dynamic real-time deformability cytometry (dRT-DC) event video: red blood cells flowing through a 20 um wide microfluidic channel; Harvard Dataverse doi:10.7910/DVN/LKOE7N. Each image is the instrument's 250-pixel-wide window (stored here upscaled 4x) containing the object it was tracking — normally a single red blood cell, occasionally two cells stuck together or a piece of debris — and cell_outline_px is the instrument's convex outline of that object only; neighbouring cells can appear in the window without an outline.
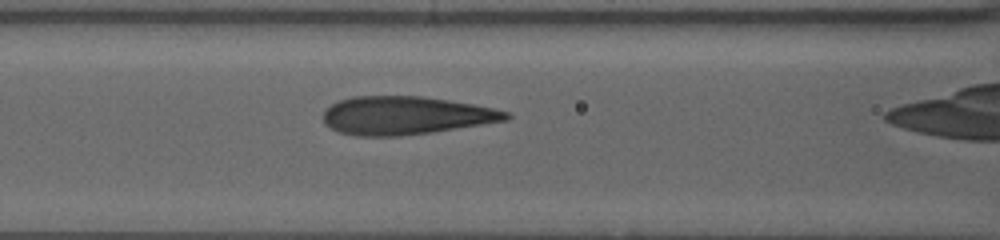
{"species": "human", "species_latin": "Homo sapiens", "temperature_condition": "warm", "stored_images_in_passage": 22, "camera_frame_rate_fps": 3000, "um_per_image_px": 0.085, "donor": {"sex": "female"}, "frame": {"image": 1, "passage_image": 6, "time_ms": 3.0, "image_size_px": [1000, 240], "cell_outline_px": [[512, 116], [508, 120], [432, 132], [400, 136], [356, 136], [340, 132], [324, 124], [324, 108], [340, 100], [352, 96], [420, 96], [448, 100], [472, 104], [492, 108], [508, 112]], "centroid_in_image_um": [34.45, 9.82], "position_along_channel_um": 132.1, "area_um2": 40.58}}
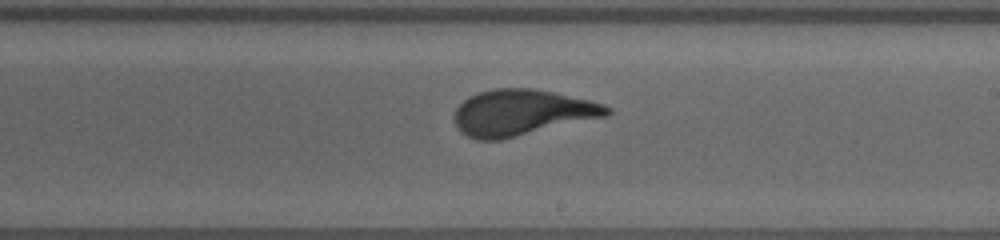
{"frame": {"image": 2, "passage_image": 13, "time_ms": 7.0, "image_size_px": [1000, 240], "cell_outline_px": [[612, 112], [608, 116], [500, 140], [476, 140], [460, 132], [452, 116], [456, 108], [464, 100], [480, 92], [496, 88], [532, 88], [552, 92], [588, 100], [612, 108]], "centroid_in_image_um": [44.34, 9.58], "position_along_channel_um": 244.7, "area_um2": 40.69}}
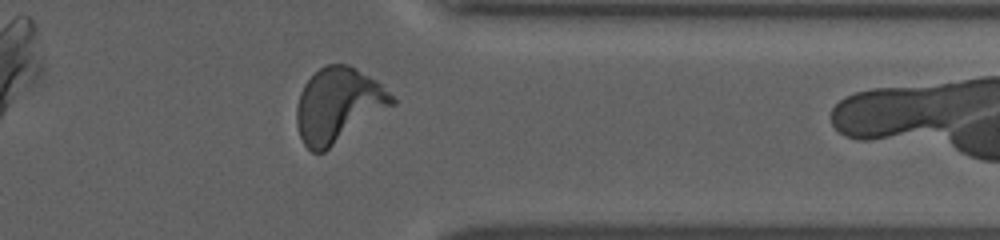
{"frame": {"image": 3, "passage_image": 21, "time_ms": 12.0, "image_size_px": [1000, 240], "cell_outline_px": [[396, 104], [324, 152], [312, 152], [304, 144], [300, 136], [296, 124], [296, 108], [300, 92], [304, 84], [320, 68], [328, 64], [348, 64], [356, 68], [376, 80], [396, 100]], "centroid_in_image_um": [28.74, 8.95], "position_along_channel_um": 382.7, "area_um2": 41.33}}